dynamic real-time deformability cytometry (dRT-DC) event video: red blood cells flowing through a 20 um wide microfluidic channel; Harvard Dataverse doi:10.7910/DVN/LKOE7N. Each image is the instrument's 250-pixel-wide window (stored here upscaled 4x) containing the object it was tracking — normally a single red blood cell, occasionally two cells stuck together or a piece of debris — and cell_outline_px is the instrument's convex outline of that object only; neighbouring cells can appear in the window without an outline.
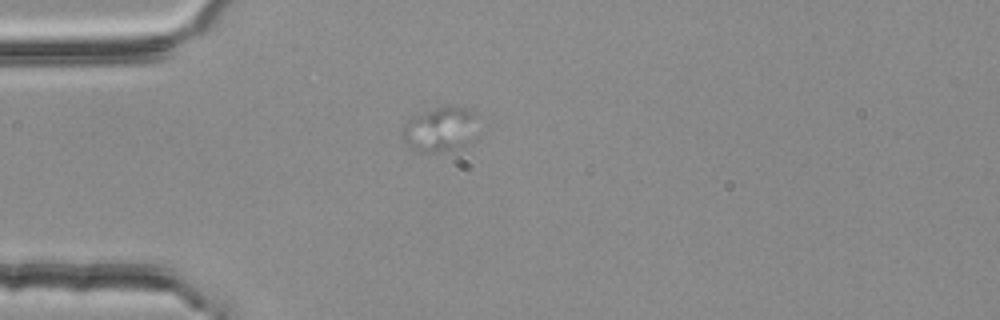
{"species": "common noctule bat (a hibernating species)", "species_latin": "Nyctalus noctula", "temperature_condition": "room temperature", "stored_images_in_passage": 4, "camera_frame_rate_fps": 3000, "um_per_image_px": 0.085, "animal": {"sex": "female", "body_mass_g": 25.1}, "frame": {"image": 1, "passage_image": 4, "time_ms": 1.0, "image_size_px": [1000, 320], "cell_outline_px": [[476, 120], [464, 144], [448, 152], [420, 152], [408, 148], [400, 132], [404, 124], [412, 116], [444, 104], [460, 104], [476, 112]], "centroid_in_image_um": [37.32, 10.93], "position_along_channel_um": 47.7, "area_um2": 19.83}}